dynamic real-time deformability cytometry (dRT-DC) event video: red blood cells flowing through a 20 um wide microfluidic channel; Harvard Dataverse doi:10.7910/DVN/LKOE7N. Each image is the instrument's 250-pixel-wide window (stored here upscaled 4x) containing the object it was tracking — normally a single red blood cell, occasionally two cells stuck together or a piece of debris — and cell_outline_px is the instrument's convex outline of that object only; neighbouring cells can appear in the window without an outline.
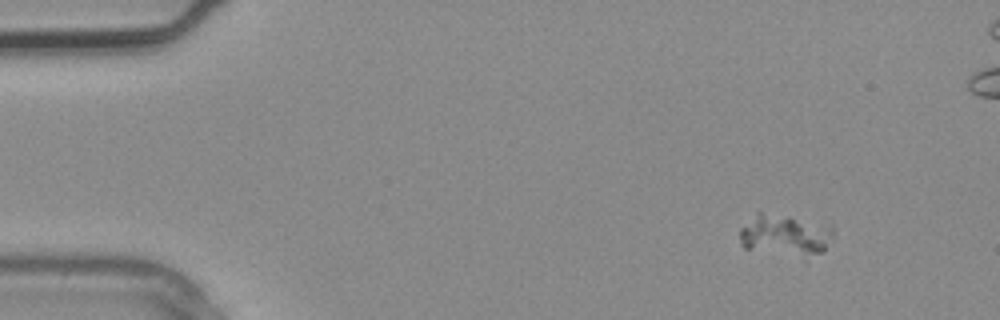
{"species": "common noctule bat (a hibernating species)", "species_latin": "Nyctalus noctula", "temperature_condition": "warm", "stored_images_in_passage": 3, "segment_of_instrument_passage": [2, 2], "camera_frame_rate_fps": 3000, "um_per_image_px": 0.085, "animal": {"sex": "male", "body_mass_g": 20.4}, "frame": {"image": 1, "passage_image": 3, "time_ms": 0.667, "image_size_px": [1000, 320], "cell_outline_px": [[824, 248], [820, 252], [804, 260], [744, 248], [740, 244], [740, 228], [756, 212], [760, 212], [788, 216], [824, 236]], "centroid_in_image_um": [66.34, 20.1], "position_along_channel_um": 18.7, "area_um2": 20.4}}